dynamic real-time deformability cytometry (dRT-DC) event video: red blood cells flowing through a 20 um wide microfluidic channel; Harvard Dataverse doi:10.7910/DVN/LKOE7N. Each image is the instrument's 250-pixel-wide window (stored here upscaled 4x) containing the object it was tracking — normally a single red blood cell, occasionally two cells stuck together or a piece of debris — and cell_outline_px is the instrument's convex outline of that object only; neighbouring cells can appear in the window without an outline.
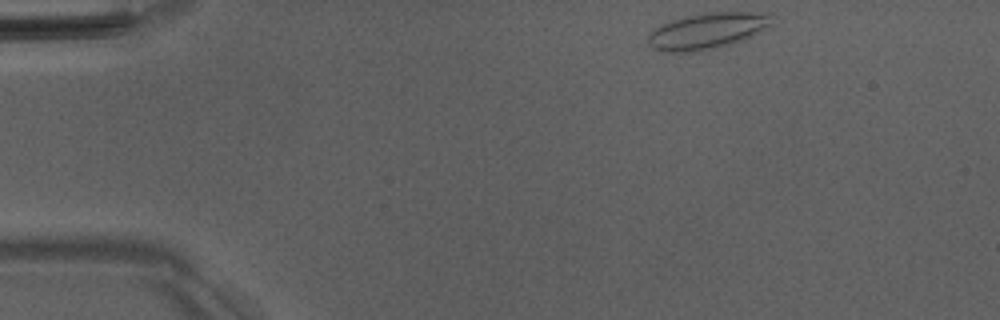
{"species": "Egyptian fruit bat (a non-hibernating species)", "species_latin": "Rousettus aegyptiacus", "temperature_condition": "room temperature", "stored_images_in_passage": 45, "camera_frame_rate_fps": 3000, "um_per_image_px": 0.085, "animal": {"sex": "male"}, "frame": {"image": 1, "passage_image": 1, "time_ms": 0.0, "image_size_px": [1000, 320], "cell_outline_px": [[772, 24], [752, 36], [744, 40], [716, 48], [700, 52], [664, 52], [652, 48], [648, 44], [648, 36], [656, 28], [672, 20], [684, 16], [708, 12], [768, 12]], "centroid_in_image_um": [60.12, 2.64], "position_along_channel_um": 24.9, "area_um2": 26.07}}
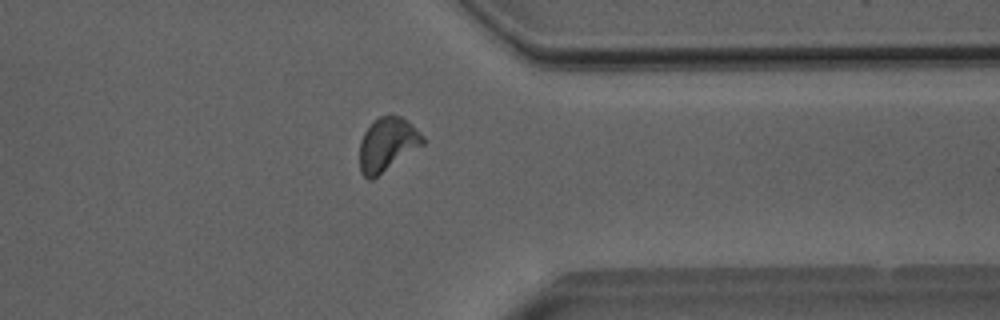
{"frame": {"image": 2, "passage_image": 34, "time_ms": 11.0, "image_size_px": [1000, 320], "cell_outline_px": [[424, 144], [372, 180], [368, 180], [360, 172], [360, 140], [364, 132], [372, 120], [380, 116], [400, 116], [408, 120], [424, 136]], "centroid_in_image_um": [32.91, 12.27], "position_along_channel_um": 378.5, "area_um2": 19.83}}
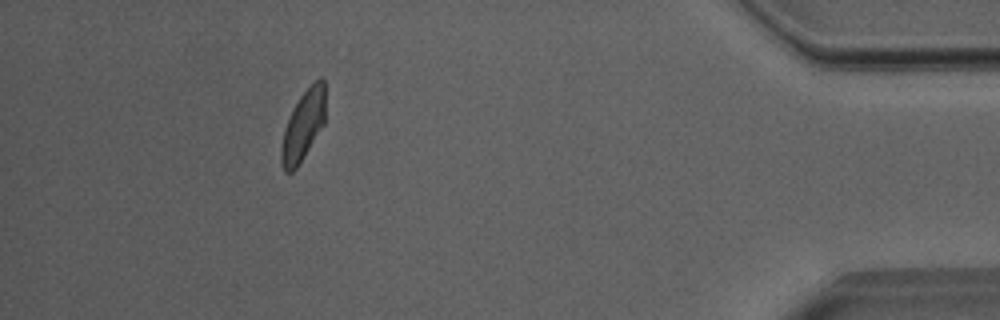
{"frame": {"image": 3, "passage_image": 40, "time_ms": 13.0, "image_size_px": [1000, 320], "cell_outline_px": [[324, 124], [296, 168], [292, 172], [284, 172], [280, 160], [280, 148], [284, 128], [292, 108], [300, 96], [320, 76], [324, 80]], "centroid_in_image_um": [25.73, 10.69], "position_along_channel_um": 409.5, "area_um2": 17.8}, "authors_computed_cell_mechanics": {"area_um2": 19.363, "velocity_mm_per_s": 3.9962, "shape_relaxation_time_tau1_ms": 6.2865, "shape_relaxation_time_tau2_ms": 1.4079, "deformation_change_tau1": 0.1327, "deformation_change_tau2": 0.0739}}